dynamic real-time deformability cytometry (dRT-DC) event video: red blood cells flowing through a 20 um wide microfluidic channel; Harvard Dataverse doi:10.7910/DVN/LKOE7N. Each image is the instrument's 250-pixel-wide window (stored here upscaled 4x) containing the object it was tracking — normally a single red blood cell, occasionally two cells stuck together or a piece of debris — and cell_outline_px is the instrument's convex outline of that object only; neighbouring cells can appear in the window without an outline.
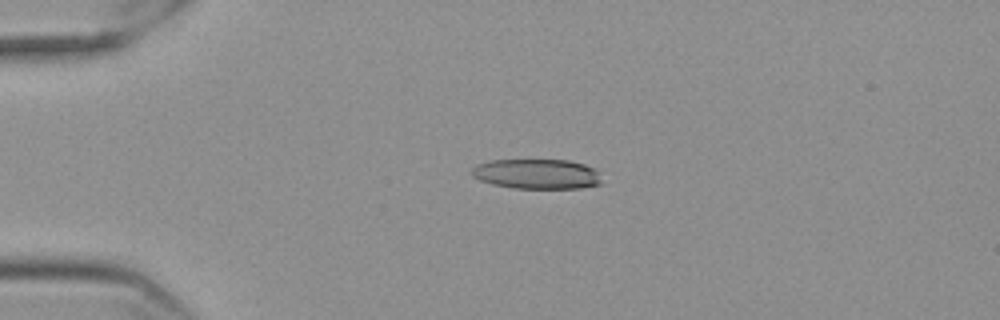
{"species": "Egyptian fruit bat (a non-hibernating species)", "species_latin": "Rousettus aegyptiacus", "temperature_condition": "cold", "stored_images_in_passage": 56, "camera_frame_rate_fps": 3000, "um_per_image_px": 0.085, "frame": {"image": 1, "passage_image": 13, "time_ms": 4.0, "image_size_px": [1000, 320], "cell_outline_px": [[600, 184], [580, 188], [512, 188], [492, 184], [480, 180], [472, 176], [472, 168], [476, 164], [488, 160], [568, 160], [584, 164], [596, 168], [600, 180]], "centroid_in_image_um": [45.61, 14.78], "position_along_channel_um": 39.4, "area_um2": 22.72}}
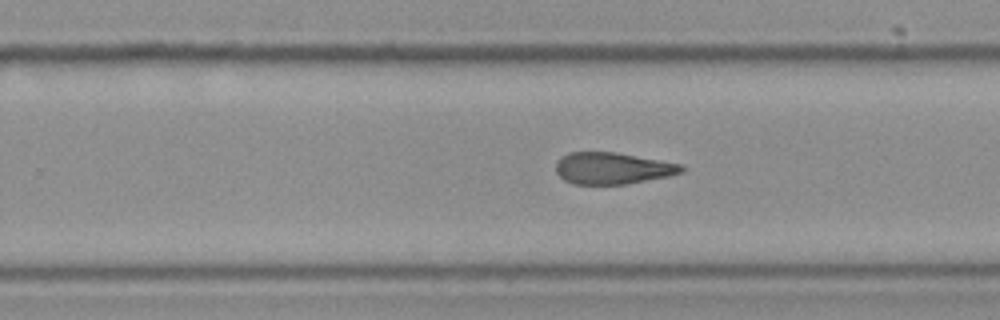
{"frame": {"image": 2, "passage_image": 36, "time_ms": 11.667, "image_size_px": [1000, 320], "cell_outline_px": [[684, 172], [668, 176], [628, 184], [572, 184], [564, 180], [556, 172], [556, 160], [560, 156], [568, 152], [616, 152], [680, 164], [684, 168]], "centroid_in_image_um": [52.02, 14.3], "position_along_channel_um": 277.8, "area_um2": 23.24}}
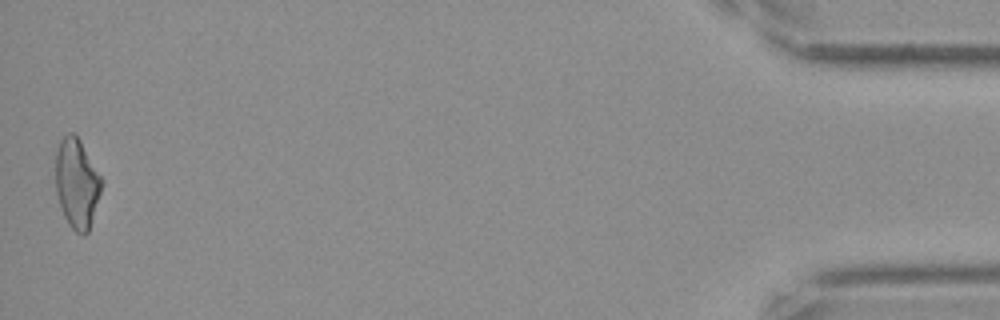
{"frame": {"image": 3, "passage_image": 56, "time_ms": 18.333, "image_size_px": [1000, 320], "cell_outline_px": [[100, 192], [88, 232], [84, 236], [76, 232], [68, 224], [64, 216], [56, 192], [56, 152], [60, 140], [68, 132], [72, 132], [80, 140], [100, 176]], "centroid_in_image_um": [6.5, 15.59], "position_along_channel_um": 428.7, "area_um2": 23.41}, "authors_computed_cell_mechanics": {"area_um2": 23.698, "velocity_mm_per_s": 3.5733, "shape_relaxation_time_tau1_ms": null, "shape_relaxation_time_tau2_ms": 5.6717, "deformation_change_tau1": null, "deformation_change_tau2": 0.1624}}